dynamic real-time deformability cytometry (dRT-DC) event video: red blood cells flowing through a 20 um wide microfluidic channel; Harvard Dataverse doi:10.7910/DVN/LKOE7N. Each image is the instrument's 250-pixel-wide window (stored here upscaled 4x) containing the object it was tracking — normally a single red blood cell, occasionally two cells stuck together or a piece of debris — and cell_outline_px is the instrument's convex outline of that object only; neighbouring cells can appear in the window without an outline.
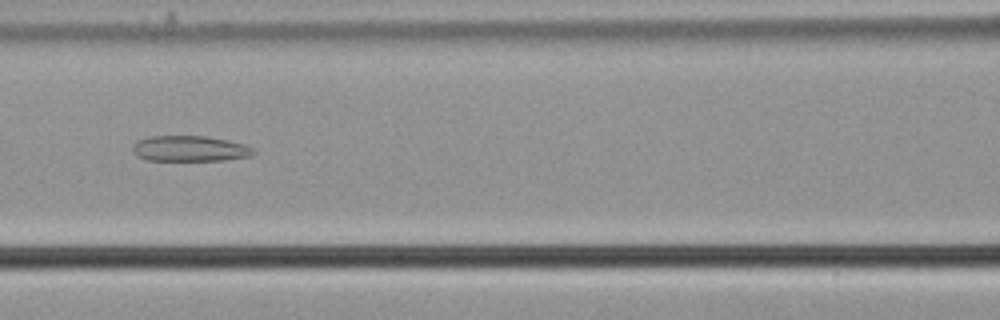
{"species": "common noctule bat (a hibernating species)", "species_latin": "Nyctalus noctula", "temperature_condition": "cold", "stored_images_in_passage": 47, "camera_frame_rate_fps": 3000, "um_per_image_px": 0.085, "animal": {"sex": "male", "body_mass_g": 21.5, "forearm_length_mm": 52.0}, "frame": {"image": 1, "passage_image": 17, "time_ms": 5.333, "image_size_px": [1000, 320], "cell_outline_px": [[256, 152], [252, 156], [224, 160], [148, 160], [136, 156], [132, 152], [132, 148], [140, 140], [148, 136], [204, 136], [228, 140], [244, 144], [252, 148]], "centroid_in_image_um": [16.15, 12.63], "position_along_channel_um": 150.4, "area_um2": 17.98}}
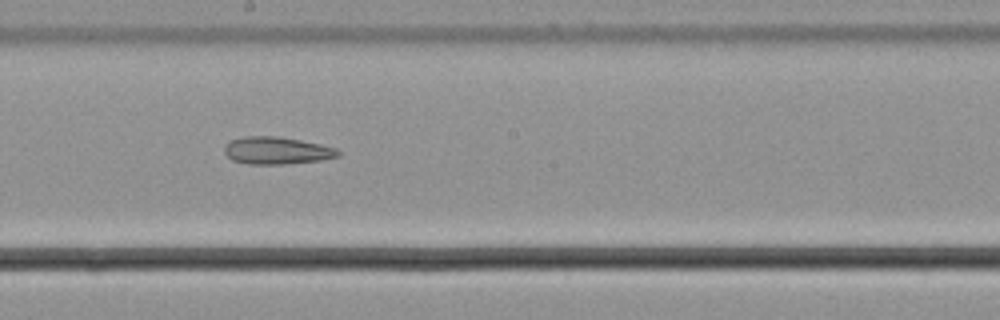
{"frame": {"image": 2, "passage_image": 23, "time_ms": 7.333, "image_size_px": [1000, 320], "cell_outline_px": [[340, 156], [320, 160], [284, 164], [248, 164], [232, 160], [224, 152], [224, 144], [232, 140], [244, 136], [280, 136], [320, 144], [336, 148], [340, 152]], "centroid_in_image_um": [23.51, 12.79], "position_along_channel_um": 224.7, "area_um2": 18.15}}
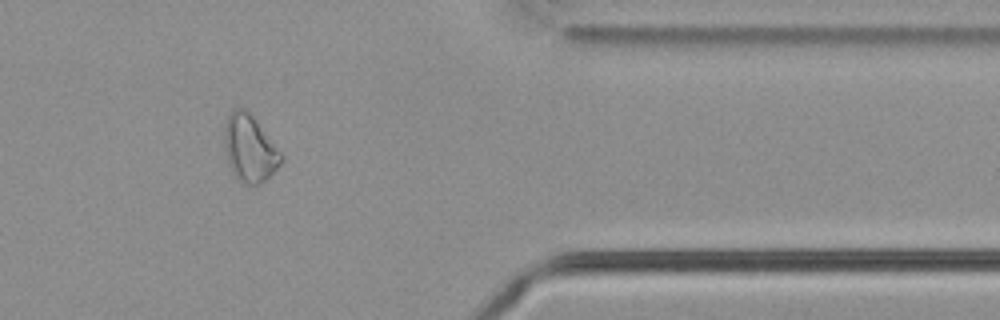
{"frame": {"image": 3, "passage_image": 38, "time_ms": 12.333, "image_size_px": [1000, 320], "cell_outline_px": [[284, 160], [264, 180], [256, 184], [248, 184], [240, 180], [232, 172], [228, 164], [224, 148], [224, 128], [228, 116], [232, 108], [244, 108], [252, 116], [284, 156]], "centroid_in_image_um": [21.19, 12.6], "position_along_channel_um": 390.2, "area_um2": 21.73}, "authors_computed_cell_mechanics": {"area_um2": 21.2126, "velocity_mm_per_s": 3.7201, "shape_relaxation_time_tau1_ms": null, "shape_relaxation_time_tau2_ms": 5.3068, "deformation_change_tau1": null, "deformation_change_tau2": 0.1489}}